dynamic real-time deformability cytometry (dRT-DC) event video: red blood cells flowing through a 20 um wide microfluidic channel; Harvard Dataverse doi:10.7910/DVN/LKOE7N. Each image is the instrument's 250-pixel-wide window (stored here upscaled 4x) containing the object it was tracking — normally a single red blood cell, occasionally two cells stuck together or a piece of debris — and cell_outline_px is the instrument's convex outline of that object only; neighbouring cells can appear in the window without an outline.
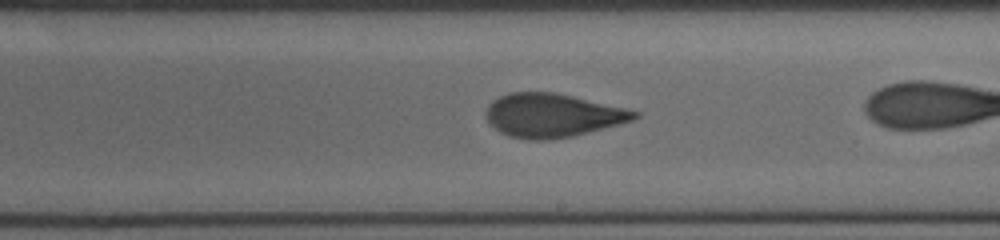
{"species": "human", "species_latin": "Homo sapiens", "temperature_condition": "cold", "stored_images_in_passage": 27, "camera_frame_rate_fps": 3000, "um_per_image_px": 0.085, "donor": {"sex": "female"}, "frame": {"image": 1, "passage_image": 16, "time_ms": 5.0, "image_size_px": [1000, 240], "cell_outline_px": [[640, 116], [632, 120], [604, 128], [572, 136], [544, 140], [528, 140], [512, 136], [500, 132], [488, 120], [484, 112], [488, 104], [492, 100], [508, 92], [556, 92], [624, 108], [640, 112]], "centroid_in_image_um": [46.93, 9.79], "position_along_channel_um": 242.1, "area_um2": 37.45}}